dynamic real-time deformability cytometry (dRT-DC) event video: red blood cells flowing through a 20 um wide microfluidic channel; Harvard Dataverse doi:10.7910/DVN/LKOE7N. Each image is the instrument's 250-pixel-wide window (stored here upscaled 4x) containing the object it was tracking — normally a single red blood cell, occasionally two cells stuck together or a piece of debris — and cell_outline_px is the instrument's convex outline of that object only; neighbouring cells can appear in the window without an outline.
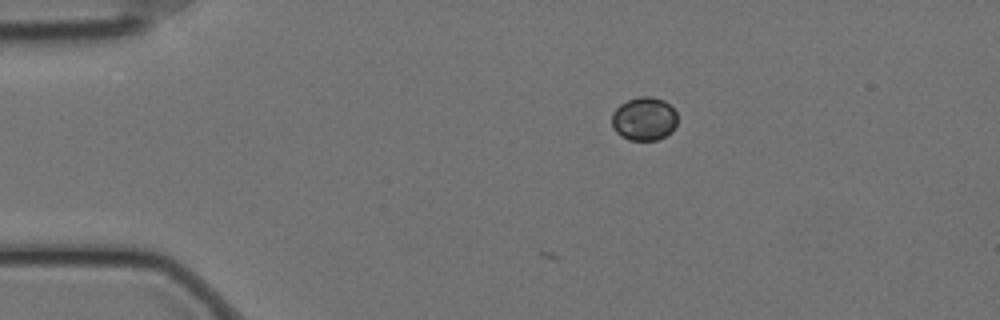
{"species": "Egyptian fruit bat (a non-hibernating species)", "species_latin": "Rousettus aegyptiacus", "temperature_condition": "cold", "stored_images_in_passage": 6, "camera_frame_rate_fps": 3000, "um_per_image_px": 0.085, "animal": {"sex": "female"}, "frame": {"image": 1, "passage_image": 1, "time_ms": 0.0, "image_size_px": [1000, 320], "cell_outline_px": [[676, 124], [672, 132], [656, 140], [628, 140], [620, 136], [612, 128], [612, 112], [620, 104], [628, 100], [640, 96], [652, 96], [664, 100], [676, 112]], "centroid_in_image_um": [54.73, 10.1], "position_along_channel_um": 30.3, "area_um2": 16.7}}